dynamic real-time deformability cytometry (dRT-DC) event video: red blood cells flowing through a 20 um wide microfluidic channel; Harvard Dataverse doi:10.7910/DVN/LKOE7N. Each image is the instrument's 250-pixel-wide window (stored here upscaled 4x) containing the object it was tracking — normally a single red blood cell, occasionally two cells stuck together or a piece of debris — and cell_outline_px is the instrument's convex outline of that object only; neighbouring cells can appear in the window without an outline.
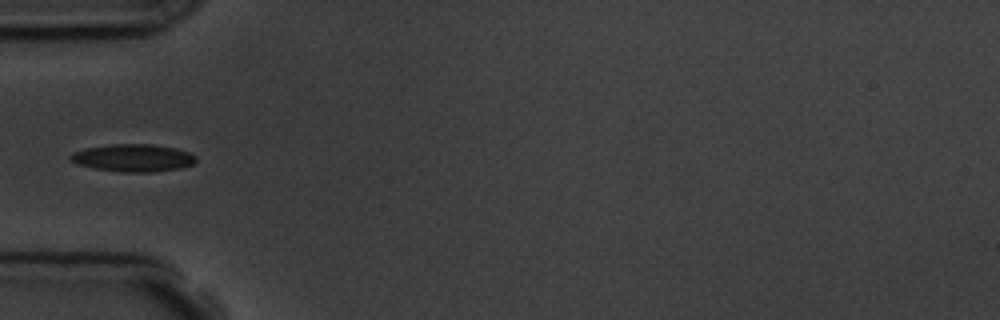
{"species": "common noctule bat (a hibernating species)", "species_latin": "Nyctalus noctula", "temperature_condition": "room temperature", "stored_images_in_passage": 5, "camera_frame_rate_fps": 3000, "um_per_image_px": 0.085, "animal": {"sex": "male", "body_mass_g": 19.5, "forearm_length_mm": 54.6}, "frame": {"image": 1, "passage_image": 5, "time_ms": 5.333, "image_size_px": [1000, 320], "cell_outline_px": [[196, 160], [192, 164], [180, 168], [152, 172], [124, 172], [96, 168], [76, 164], [68, 156], [72, 152], [88, 148], [112, 144], [152, 144], [176, 148], [188, 152], [196, 156]], "centroid_in_image_um": [11.33, 13.41], "position_along_channel_um": 73.7, "area_um2": 19.94}}